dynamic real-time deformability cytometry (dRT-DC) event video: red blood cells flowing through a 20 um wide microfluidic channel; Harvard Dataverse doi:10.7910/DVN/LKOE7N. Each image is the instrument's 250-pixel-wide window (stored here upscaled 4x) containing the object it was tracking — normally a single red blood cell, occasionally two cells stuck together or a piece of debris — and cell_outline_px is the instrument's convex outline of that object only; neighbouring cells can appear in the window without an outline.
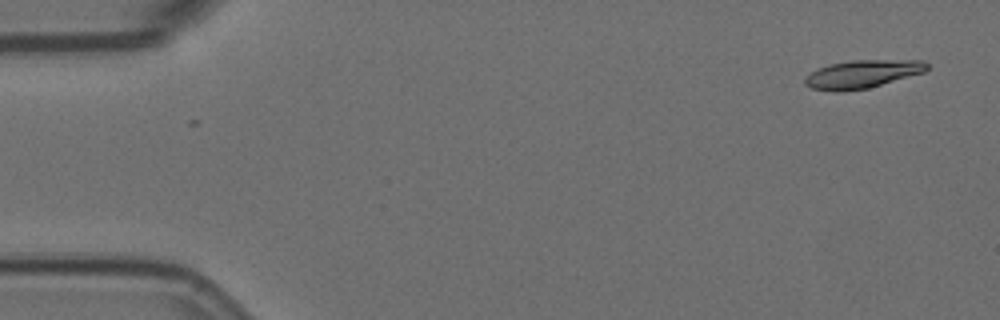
{"species": "Egyptian fruit bat (a non-hibernating species)", "species_latin": "Rousettus aegyptiacus", "temperature_condition": "room temperature", "stored_images_in_passage": 5, "camera_frame_rate_fps": 3000, "um_per_image_px": 0.085, "animal": {"sex": "female"}, "frame": {"image": 1, "passage_image": 1, "time_ms": 0.0, "image_size_px": [1000, 320], "cell_outline_px": [[928, 68], [924, 72], [868, 88], [840, 92], [836, 92], [812, 88], [804, 84], [804, 80], [816, 68], [828, 64], [852, 60], [924, 60], [928, 64]], "centroid_in_image_um": [73.29, 6.29], "position_along_channel_um": 11.7, "area_um2": 19.94}}
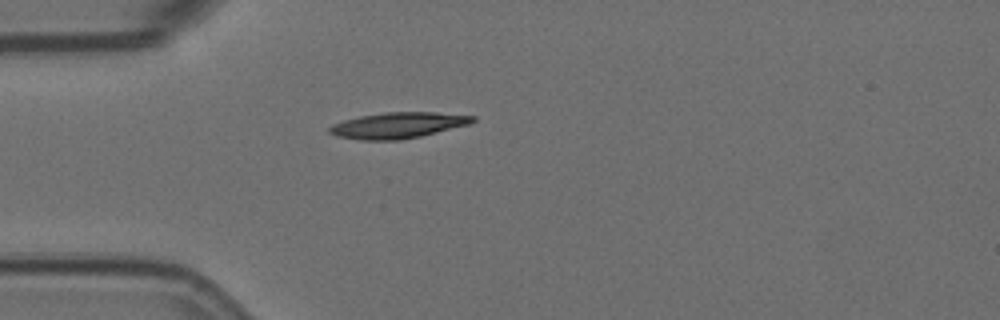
{"frame": {"image": 2, "passage_image": 4, "time_ms": 1.0, "image_size_px": [1000, 320], "cell_outline_px": [[476, 120], [468, 124], [420, 136], [400, 140], [360, 140], [336, 136], [328, 132], [328, 128], [332, 124], [344, 120], [360, 116], [384, 112], [436, 112], [476, 116]], "centroid_in_image_um": [33.79, 10.65], "position_along_channel_um": 51.2, "area_um2": 21.56}}